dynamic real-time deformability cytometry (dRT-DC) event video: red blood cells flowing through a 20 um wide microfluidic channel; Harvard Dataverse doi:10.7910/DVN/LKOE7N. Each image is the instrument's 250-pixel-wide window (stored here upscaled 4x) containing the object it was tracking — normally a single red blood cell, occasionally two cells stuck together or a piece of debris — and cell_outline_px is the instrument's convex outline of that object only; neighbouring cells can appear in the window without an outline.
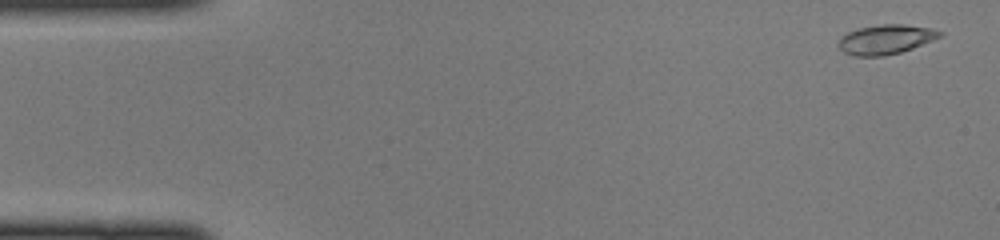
{"species": "common noctule bat (a hibernating species)", "species_latin": "Nyctalus noctula", "temperature_condition": "cold", "stored_images_in_passage": 47, "camera_frame_rate_fps": 3000, "um_per_image_px": 0.085, "animal": {"sex": "female", "body_mass_g": 22.0, "forearm_length_mm": 56.7}, "frame": {"image": 1, "passage_image": 2, "time_ms": 0.333, "image_size_px": [1000, 240], "cell_outline_px": [[944, 32], [940, 36], [932, 40], [912, 48], [900, 52], [884, 56], [852, 56], [844, 52], [836, 44], [840, 36], [848, 32], [860, 28], [880, 24], [904, 24], [932, 28]], "centroid_in_image_um": [75.25, 3.35], "position_along_channel_um": 9.7, "area_um2": 17.46}}
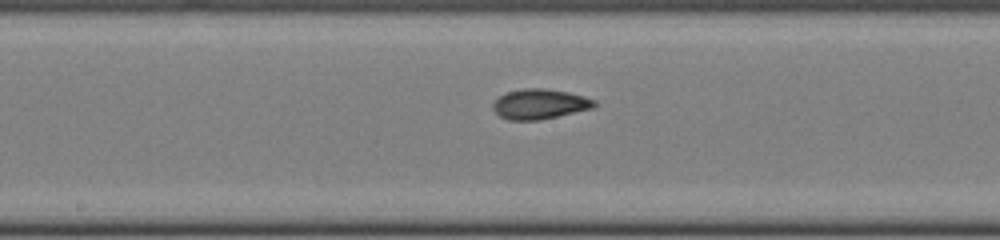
{"frame": {"image": 2, "passage_image": 24, "time_ms": 7.667, "image_size_px": [1000, 240], "cell_outline_px": [[596, 104], [592, 108], [540, 120], [508, 120], [500, 116], [492, 108], [492, 104], [500, 96], [508, 92], [524, 88], [544, 88], [568, 92], [584, 96], [596, 100]], "centroid_in_image_um": [45.87, 8.84], "position_along_channel_um": 202.3, "area_um2": 17.63}}
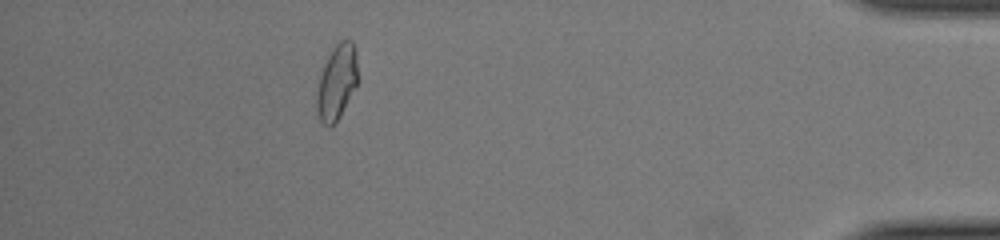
{"frame": {"image": 3, "passage_image": 42, "time_ms": 13.667, "image_size_px": [1000, 240], "cell_outline_px": [[356, 84], [340, 116], [332, 124], [324, 124], [320, 120], [316, 112], [316, 92], [320, 76], [324, 64], [332, 48], [340, 40], [352, 40], [356, 52]], "centroid_in_image_um": [28.59, 6.95], "position_along_channel_um": 406.6, "area_um2": 17.51}}